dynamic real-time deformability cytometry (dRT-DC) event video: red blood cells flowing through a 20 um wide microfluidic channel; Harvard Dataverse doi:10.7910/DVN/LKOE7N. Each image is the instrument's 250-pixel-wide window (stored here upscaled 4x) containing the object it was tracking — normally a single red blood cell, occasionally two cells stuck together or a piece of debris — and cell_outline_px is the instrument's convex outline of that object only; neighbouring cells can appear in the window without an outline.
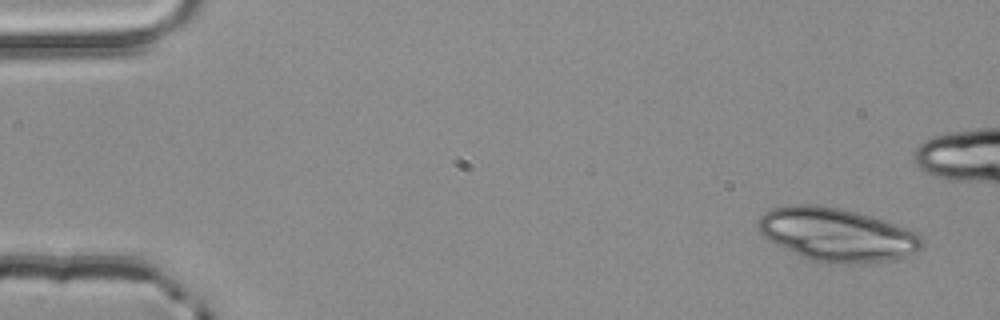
{"species": "common noctule bat (a hibernating species)", "species_latin": "Nyctalus noctula", "temperature_condition": "room temperature", "stored_images_in_passage": 4, "camera_frame_rate_fps": 3000, "um_per_image_px": 0.085, "animal": {"sex": "male", "body_mass_g": 20.4}, "frame": {"image": 1, "passage_image": 1, "time_ms": 0.0, "image_size_px": [1000, 320], "cell_outline_px": [[924, 240], [920, 248], [904, 256], [888, 260], [852, 264], [828, 264], [812, 260], [776, 244], [768, 240], [756, 228], [756, 224], [760, 216], [764, 212], [772, 208], [788, 204], [816, 204], [840, 208], [856, 212], [884, 220], [916, 232]], "centroid_in_image_um": [71.07, 19.93], "position_along_channel_um": 13.9, "area_um2": 50.69}}